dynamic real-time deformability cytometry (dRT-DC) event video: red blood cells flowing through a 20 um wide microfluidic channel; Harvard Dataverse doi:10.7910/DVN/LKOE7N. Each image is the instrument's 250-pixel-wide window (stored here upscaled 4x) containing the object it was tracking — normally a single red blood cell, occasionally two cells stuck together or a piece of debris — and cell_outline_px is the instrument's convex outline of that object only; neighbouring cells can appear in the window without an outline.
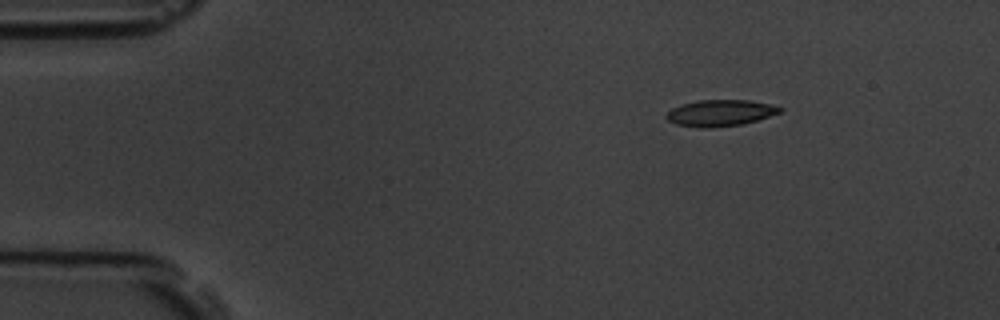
{"species": "common noctule bat (a hibernating species)", "species_latin": "Nyctalus noctula", "temperature_condition": "room temperature", "stored_images_in_passage": 4, "camera_frame_rate_fps": 3000, "um_per_image_px": 0.085, "animal": {"sex": "male", "body_mass_g": 19.5, "forearm_length_mm": 54.6}, "frame": {"image": 1, "passage_image": 2, "time_ms": 1.667, "image_size_px": [1000, 320], "cell_outline_px": [[784, 108], [780, 112], [744, 124], [708, 128], [700, 128], [676, 124], [668, 120], [664, 116], [672, 108], [680, 104], [696, 100], [748, 100], [772, 104]], "centroid_in_image_um": [61.19, 9.59], "position_along_channel_um": 23.8, "area_um2": 17.51}}